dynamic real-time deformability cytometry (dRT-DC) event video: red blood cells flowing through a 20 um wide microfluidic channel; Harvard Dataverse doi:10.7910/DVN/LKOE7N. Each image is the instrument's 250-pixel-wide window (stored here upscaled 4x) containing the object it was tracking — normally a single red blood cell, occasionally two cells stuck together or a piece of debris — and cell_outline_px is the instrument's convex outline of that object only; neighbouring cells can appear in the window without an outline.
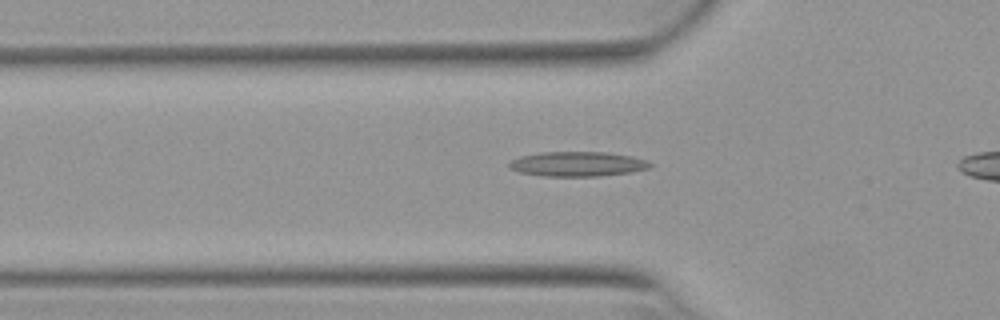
{"species": "Egyptian fruit bat (a non-hibernating species)", "species_latin": "Rousettus aegyptiacus", "temperature_condition": "warm", "stored_images_in_passage": 35, "camera_frame_rate_fps": 3000, "um_per_image_px": 0.085, "animal": {"sex": "female"}, "frame": {"image": 1, "passage_image": 10, "time_ms": 3.0, "image_size_px": [1000, 320], "cell_outline_px": [[652, 164], [648, 168], [628, 172], [600, 176], [544, 176], [520, 172], [508, 168], [508, 160], [520, 156], [540, 152], [608, 152], [632, 156], [648, 160]], "centroid_in_image_um": [49.04, 13.93], "position_along_channel_um": 76.8, "area_um2": 20.4}}
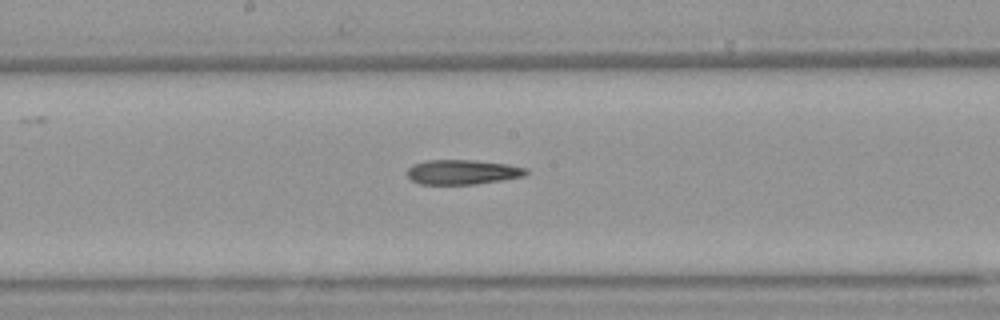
{"frame": {"image": 2, "passage_image": 20, "time_ms": 6.333, "image_size_px": [1000, 320], "cell_outline_px": [[528, 172], [524, 176], [476, 184], [420, 184], [412, 180], [408, 176], [408, 168], [412, 164], [428, 160], [472, 160], [508, 164], [528, 168]], "centroid_in_image_um": [39.32, 14.62], "position_along_channel_um": 208.9, "area_um2": 17.05}}
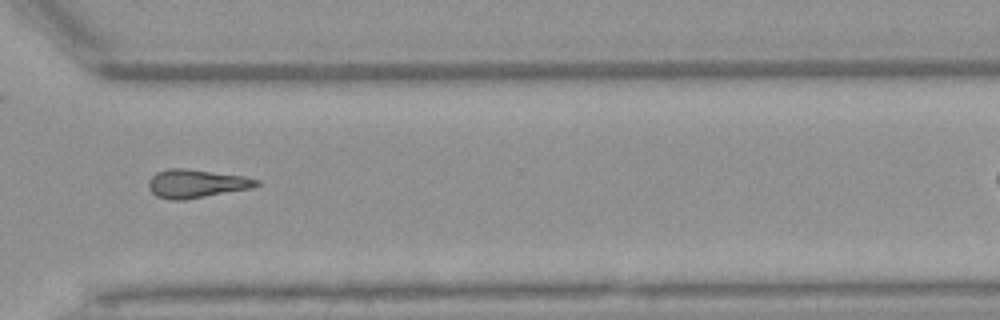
{"frame": {"image": 3, "passage_image": 31, "time_ms": 10.0, "image_size_px": [1000, 320], "cell_outline_px": [[260, 184], [252, 188], [184, 200], [168, 200], [156, 196], [148, 188], [148, 180], [156, 172], [168, 168], [188, 168], [244, 176], [260, 180]], "centroid_in_image_um": [16.67, 15.6], "position_along_channel_um": 353.9, "area_um2": 18.09}}